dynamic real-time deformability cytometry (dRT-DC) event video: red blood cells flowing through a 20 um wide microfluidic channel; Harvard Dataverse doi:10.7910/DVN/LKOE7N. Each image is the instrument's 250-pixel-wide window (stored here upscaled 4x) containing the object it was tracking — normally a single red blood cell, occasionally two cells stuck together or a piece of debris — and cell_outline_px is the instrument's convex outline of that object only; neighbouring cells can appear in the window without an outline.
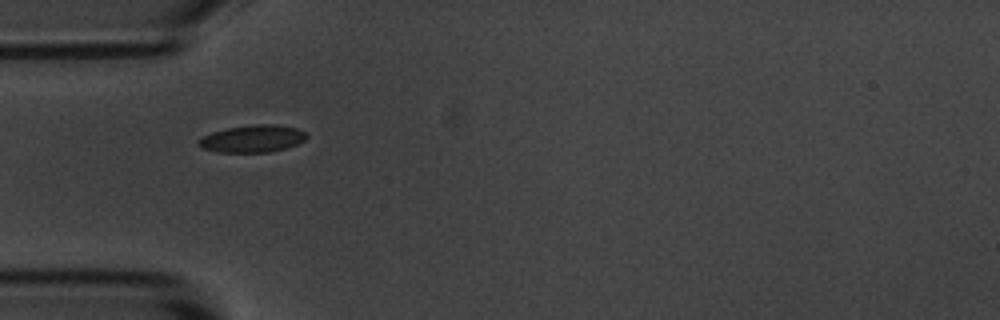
{"species": "common noctule bat (a hibernating species)", "species_latin": "Nyctalus noctula", "temperature_condition": "room temperature", "stored_images_in_passage": 14, "camera_frame_rate_fps": 3000, "um_per_image_px": 0.085, "animal": {"sex": "male", "body_mass_g": 20.1, "forearm_length_mm": 53.5}, "frame": {"image": 1, "passage_image": 1, "time_ms": 0.0, "image_size_px": [1000, 320], "cell_outline_px": [[308, 136], [304, 140], [296, 144], [284, 148], [268, 152], [220, 152], [200, 148], [196, 144], [204, 136], [212, 132], [228, 128], [252, 124], [276, 124], [296, 128], [308, 132]], "centroid_in_image_um": [21.48, 11.78], "position_along_channel_um": 63.5, "area_um2": 17.11}}
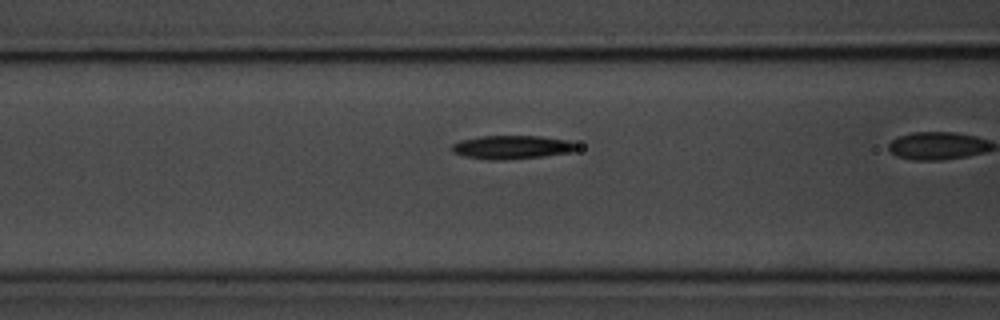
{"frame": {"image": 2, "passage_image": 3, "time_ms": 0.667, "image_size_px": [1000, 320], "cell_outline_px": [[580, 148], [572, 152], [544, 156], [504, 160], [488, 160], [464, 156], [452, 152], [452, 144], [460, 140], [480, 136], [540, 136], [568, 140], [576, 144]], "centroid_in_image_um": [43.52, 12.51], "position_along_channel_um": 123.1, "area_um2": 17.28}}